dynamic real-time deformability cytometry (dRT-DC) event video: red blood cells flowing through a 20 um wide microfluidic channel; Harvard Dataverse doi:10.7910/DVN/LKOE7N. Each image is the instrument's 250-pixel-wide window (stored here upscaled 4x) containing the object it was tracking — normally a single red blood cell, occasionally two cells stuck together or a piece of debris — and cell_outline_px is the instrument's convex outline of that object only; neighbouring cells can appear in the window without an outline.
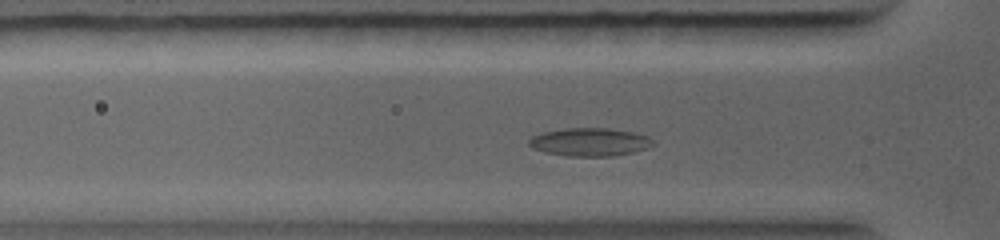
{"species": "common noctule bat (a hibernating species)", "species_latin": "Nyctalus noctula", "temperature_condition": "warm", "stored_images_in_passage": 46, "camera_frame_rate_fps": 5000, "um_per_image_px": 0.085, "animal": {"sex": "female", "body_mass_g": 19.0, "forearm_length_mm": 56.7}, "frame": {"image": 1, "passage_image": 12, "time_ms": 2.0, "image_size_px": [1000, 240], "cell_outline_px": [[656, 144], [648, 148], [632, 152], [612, 156], [568, 156], [544, 152], [532, 148], [528, 144], [528, 140], [532, 136], [544, 132], [564, 128], [608, 128], [632, 132], [648, 136]], "centroid_in_image_um": [50.12, 12.07], "position_along_channel_um": 75.7, "area_um2": 20.35}}
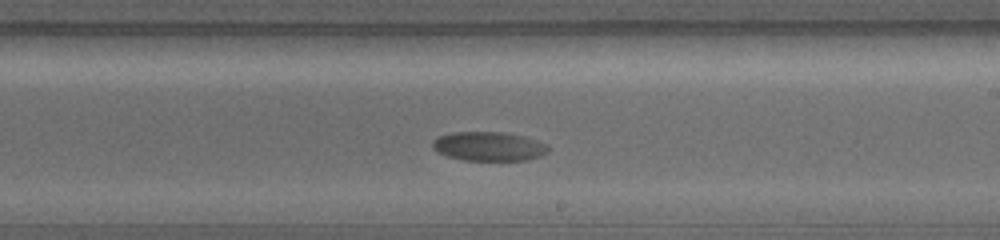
{"frame": {"image": 2, "passage_image": 30, "time_ms": 5.6, "image_size_px": [1000, 240], "cell_outline_px": [[548, 152], [540, 156], [528, 160], [464, 160], [444, 156], [436, 152], [432, 148], [432, 140], [436, 136], [452, 132], [504, 132], [524, 136], [548, 144]], "centroid_in_image_um": [41.5, 12.44], "position_along_channel_um": 247.5, "area_um2": 19.94}}
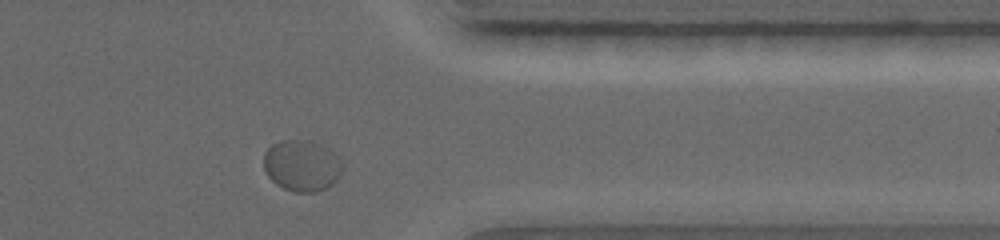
{"frame": {"image": 3, "passage_image": 42, "time_ms": 8.6, "image_size_px": [1000, 240], "cell_outline_px": [[344, 168], [340, 176], [332, 184], [316, 192], [296, 192], [284, 188], [276, 184], [268, 176], [264, 168], [264, 152], [272, 144], [280, 140], [312, 140], [328, 148], [344, 164]], "centroid_in_image_um": [25.66, 14.06], "position_along_channel_um": 385.7, "area_um2": 23.64}}